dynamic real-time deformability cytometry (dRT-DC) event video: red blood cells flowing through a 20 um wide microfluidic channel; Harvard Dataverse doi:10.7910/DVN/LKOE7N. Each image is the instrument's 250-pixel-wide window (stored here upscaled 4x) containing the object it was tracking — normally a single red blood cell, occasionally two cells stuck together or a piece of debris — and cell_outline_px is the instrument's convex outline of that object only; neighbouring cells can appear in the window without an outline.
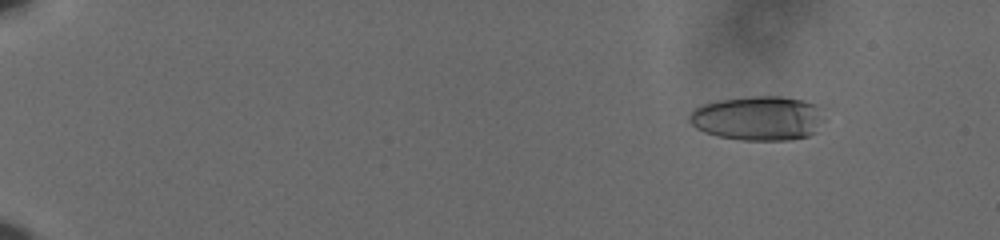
{"species": "human", "species_latin": "Homo sapiens", "temperature_condition": "cold", "stored_images_in_passage": 61, "camera_frame_rate_fps": 3000, "um_per_image_px": 0.085, "donor": {"sex": "male"}, "frame": {"image": 1, "passage_image": 9, "time_ms": 2.667, "image_size_px": [1000, 240], "cell_outline_px": [[828, 120], [820, 132], [808, 136], [792, 140], [740, 140], [716, 136], [704, 132], [696, 128], [688, 120], [688, 116], [696, 108], [704, 104], [720, 100], [752, 96], [780, 96], [804, 100], [820, 104]], "centroid_in_image_um": [64.59, 10.06], "position_along_channel_um": 20.4, "area_um2": 35.95}}
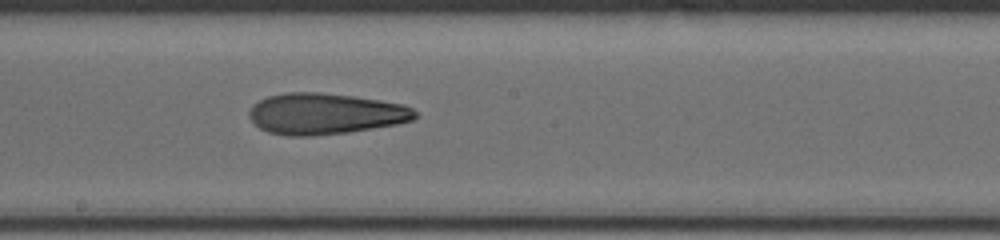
{"frame": {"image": 2, "passage_image": 38, "time_ms": 12.333, "image_size_px": [1000, 240], "cell_outline_px": [[416, 116], [412, 120], [396, 124], [348, 132], [312, 136], [288, 136], [268, 132], [260, 128], [248, 116], [248, 112], [260, 100], [268, 96], [288, 92], [316, 92], [352, 96], [380, 100], [404, 104], [412, 108], [416, 112]], "centroid_in_image_um": [27.64, 9.67], "position_along_channel_um": 220.6, "area_um2": 39.48}}
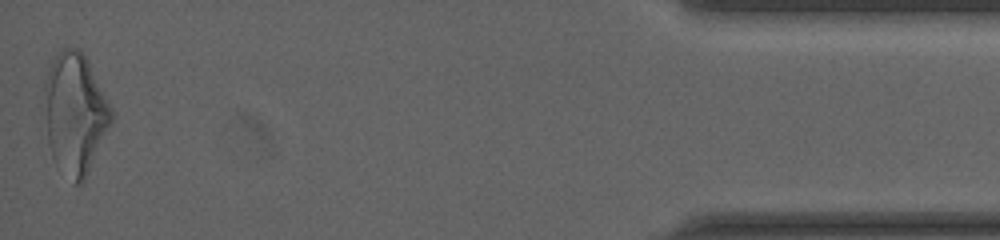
{"frame": {"image": 3, "passage_image": 61, "time_ms": 20.0, "image_size_px": [1000, 240], "cell_outline_px": [[112, 124], [84, 180], [80, 184], [72, 184], [52, 160], [48, 144], [40, 104], [44, 80], [48, 68], [52, 60], [64, 48], [80, 48], [88, 60], [112, 108]], "centroid_in_image_um": [6.31, 9.66], "position_along_channel_um": 428.9, "area_um2": 48.49}, "authors_computed_cell_mechanics": {"area_um2": 38.3214, "velocity_mm_per_s": 3.6521, "shape_relaxation_time_tau1_ms": null, "shape_relaxation_time_tau2_ms": 5.548, "deformation_change_tau1": null, "deformation_change_tau2": 0.1563}}